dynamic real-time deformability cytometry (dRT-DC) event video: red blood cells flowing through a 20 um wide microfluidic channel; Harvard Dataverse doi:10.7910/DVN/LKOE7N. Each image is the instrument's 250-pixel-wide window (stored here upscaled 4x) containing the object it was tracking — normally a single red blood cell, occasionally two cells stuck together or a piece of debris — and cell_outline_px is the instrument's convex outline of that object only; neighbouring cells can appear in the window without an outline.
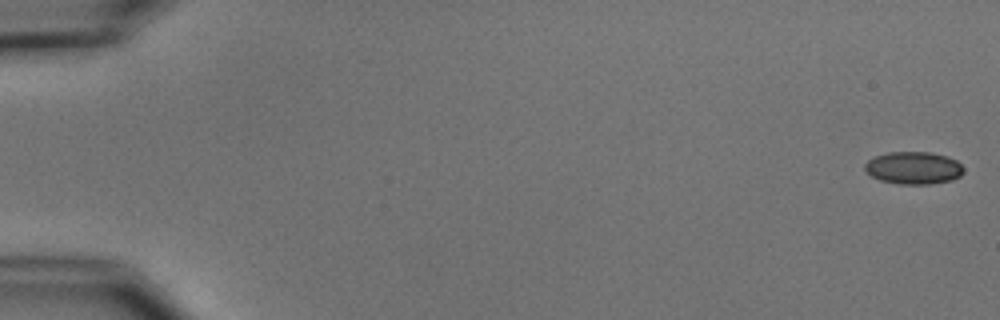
{"species": "common noctule bat (a hibernating species)", "species_latin": "Nyctalus noctula", "temperature_condition": "cold", "stored_images_in_passage": 9, "camera_frame_rate_fps": 3000, "um_per_image_px": 0.085, "animal": {"sex": "male", "body_mass_g": 15.6}, "frame": {"image": 1, "passage_image": 1, "time_ms": 0.0, "image_size_px": [1000, 320], "cell_outline_px": [[964, 172], [960, 176], [952, 180], [928, 184], [900, 184], [880, 180], [872, 176], [864, 168], [864, 164], [868, 160], [876, 156], [888, 152], [932, 152], [948, 156], [956, 160], [964, 168]], "centroid_in_image_um": [77.68, 14.26], "position_along_channel_um": 7.3, "area_um2": 18.73}}
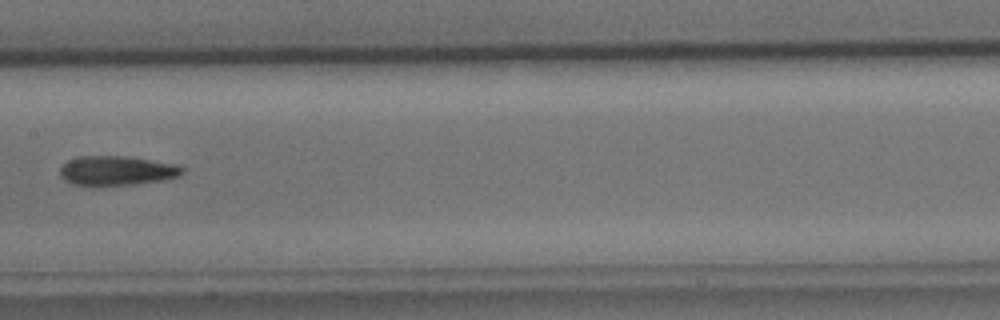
{"frame": {"image": 2, "passage_image": 8, "time_ms": 9.333, "image_size_px": [1000, 320], "cell_outline_px": [[184, 172], [180, 176], [164, 180], [136, 184], [100, 188], [88, 188], [72, 184], [64, 180], [60, 176], [60, 168], [68, 160], [76, 156], [124, 156], [180, 164], [184, 168]], "centroid_in_image_um": [9.9, 14.55], "position_along_channel_um": 197.5, "area_um2": 22.02}}
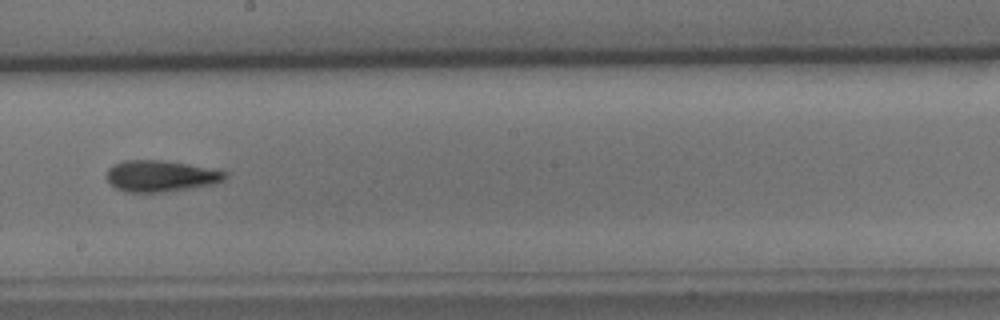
{"frame": {"image": 3, "passage_image": 9, "time_ms": 10.333, "image_size_px": [1000, 320], "cell_outline_px": [[228, 176], [224, 180], [216, 184], [168, 192], [124, 192], [116, 188], [104, 176], [108, 168], [112, 164], [124, 160], [160, 160], [188, 164], [228, 172]], "centroid_in_image_um": [13.65, 14.97], "position_along_channel_um": 234.5, "area_um2": 21.91}}